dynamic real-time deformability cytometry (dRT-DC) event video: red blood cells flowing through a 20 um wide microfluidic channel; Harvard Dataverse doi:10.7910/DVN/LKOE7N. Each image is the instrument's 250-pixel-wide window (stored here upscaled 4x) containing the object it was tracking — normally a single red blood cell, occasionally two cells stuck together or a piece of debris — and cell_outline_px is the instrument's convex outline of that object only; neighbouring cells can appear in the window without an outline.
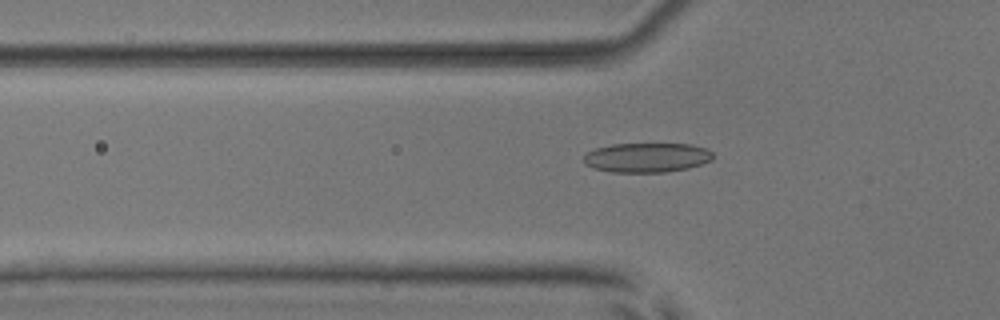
{"species": "common noctule bat (a hibernating species)", "species_latin": "Nyctalus noctula", "temperature_condition": "room temperature", "stored_images_in_passage": 44, "camera_frame_rate_fps": 3000, "um_per_image_px": 0.085, "animal": {"sex": "male", "body_mass_g": 17.9, "forearm_length_mm": 54.2}, "frame": {"image": 1, "passage_image": 18, "time_ms": 5.667, "image_size_px": [1000, 320], "cell_outline_px": [[712, 160], [688, 168], [668, 172], [612, 172], [596, 168], [584, 164], [584, 156], [588, 152], [596, 148], [612, 144], [692, 144], [708, 148], [712, 152]], "centroid_in_image_um": [55.01, 13.39], "position_along_channel_um": 70.8, "area_um2": 22.2}}
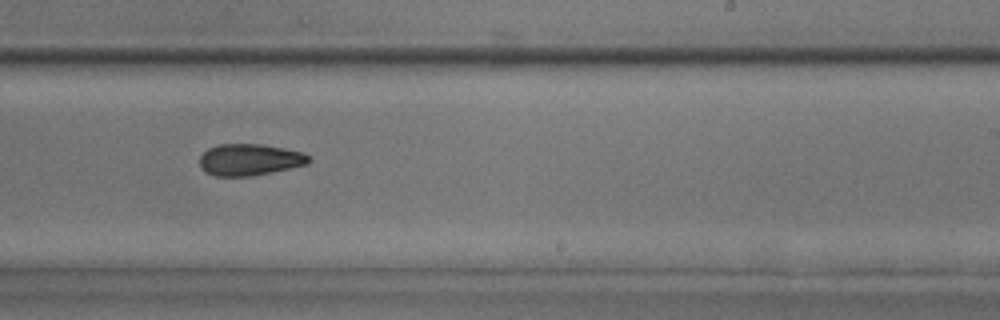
{"frame": {"image": 2, "passage_image": 33, "time_ms": 10.667, "image_size_px": [1000, 320], "cell_outline_px": [[312, 160], [308, 164], [272, 172], [248, 176], [216, 176], [204, 172], [200, 168], [200, 156], [208, 148], [220, 144], [260, 144], [284, 148], [304, 152]], "centroid_in_image_um": [21.22, 13.57], "position_along_channel_um": 267.8, "area_um2": 20.17}}
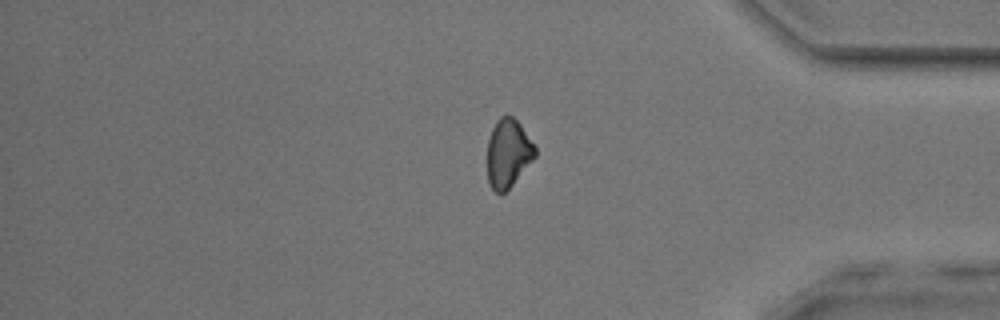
{"frame": {"image": 3, "passage_image": 44, "time_ms": 14.333, "image_size_px": [1000, 320], "cell_outline_px": [[536, 156], [512, 184], [500, 196], [488, 184], [488, 140], [492, 128], [496, 120], [500, 116], [512, 116], [520, 124], [536, 148]], "centroid_in_image_um": [43.17, 13.03], "position_along_channel_um": 392.0, "area_um2": 18.84}, "authors_computed_cell_mechanics": {"area_um2": 21.097, "velocity_mm_per_s": 3.9499, "shape_relaxation_time_tau1_ms": 6.4963, "shape_relaxation_time_tau2_ms": 3.244, "deformation_change_tau1": 0.1398, "deformation_change_tau2": 0.0933}}